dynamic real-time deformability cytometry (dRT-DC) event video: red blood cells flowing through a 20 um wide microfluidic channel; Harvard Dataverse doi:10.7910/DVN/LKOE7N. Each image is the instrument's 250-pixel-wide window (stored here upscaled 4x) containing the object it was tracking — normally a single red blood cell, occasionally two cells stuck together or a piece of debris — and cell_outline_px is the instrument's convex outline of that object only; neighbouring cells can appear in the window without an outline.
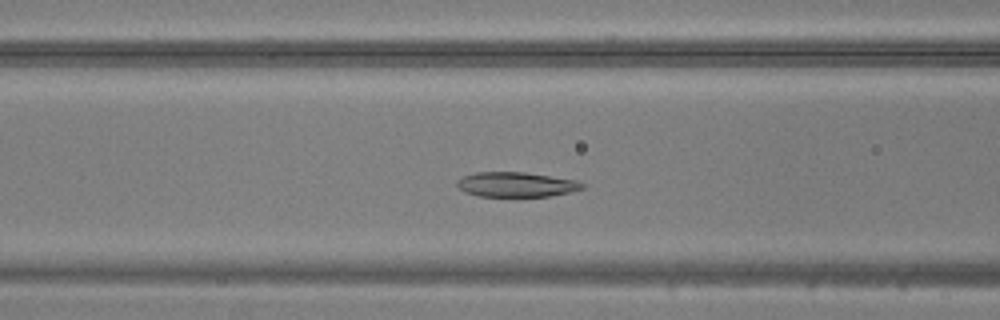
{"species": "common noctule bat (a hibernating species)", "species_latin": "Nyctalus noctula", "temperature_condition": "warm", "stored_images_in_passage": 44, "camera_frame_rate_fps": 3000, "um_per_image_px": 0.085, "animal": {"sex": "male", "body_mass_g": 20.5, "forearm_length_mm": 52.5}, "frame": {"image": 1, "passage_image": 15, "time_ms": 4.667, "image_size_px": [1000, 320], "cell_outline_px": [[584, 188], [568, 192], [548, 196], [516, 200], [476, 196], [464, 192], [456, 184], [456, 180], [460, 176], [476, 172], [524, 172], [576, 180], [584, 184]], "centroid_in_image_um": [43.8, 15.73], "position_along_channel_um": 122.8, "area_um2": 19.13}}
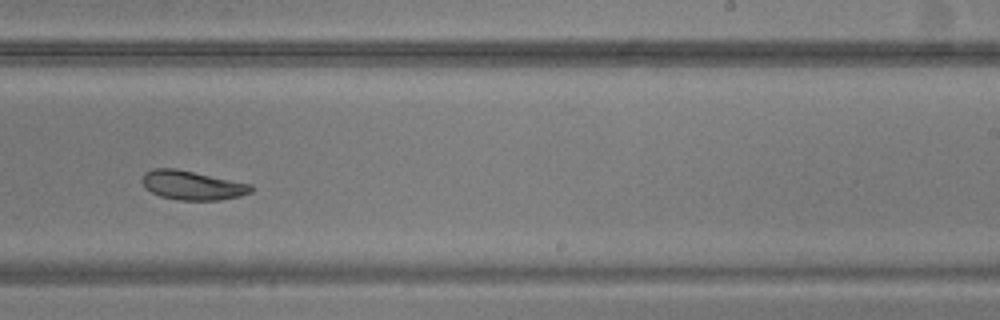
{"frame": {"image": 2, "passage_image": 26, "time_ms": 8.333, "image_size_px": [1000, 320], "cell_outline_px": [[256, 188], [252, 192], [240, 196], [220, 200], [180, 200], [160, 196], [152, 192], [144, 184], [144, 172], [152, 168], [176, 168], [252, 184]], "centroid_in_image_um": [16.41, 15.74], "position_along_channel_um": 272.6, "area_um2": 18.44}}
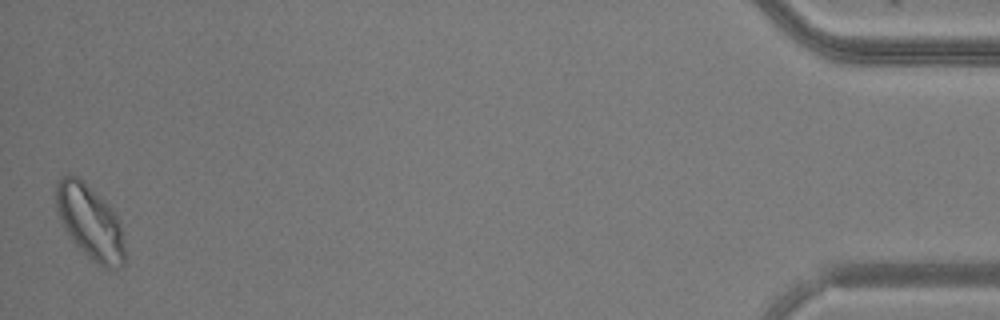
{"frame": {"image": 3, "passage_image": 44, "time_ms": 14.333, "image_size_px": [1000, 320], "cell_outline_px": [[124, 264], [120, 268], [104, 268], [92, 260], [72, 240], [64, 228], [56, 212], [56, 184], [60, 176], [76, 176], [84, 180], [108, 204], [116, 216], [120, 224], [124, 244]], "centroid_in_image_um": [7.64, 18.86], "position_along_channel_um": 427.6, "area_um2": 29.54}}